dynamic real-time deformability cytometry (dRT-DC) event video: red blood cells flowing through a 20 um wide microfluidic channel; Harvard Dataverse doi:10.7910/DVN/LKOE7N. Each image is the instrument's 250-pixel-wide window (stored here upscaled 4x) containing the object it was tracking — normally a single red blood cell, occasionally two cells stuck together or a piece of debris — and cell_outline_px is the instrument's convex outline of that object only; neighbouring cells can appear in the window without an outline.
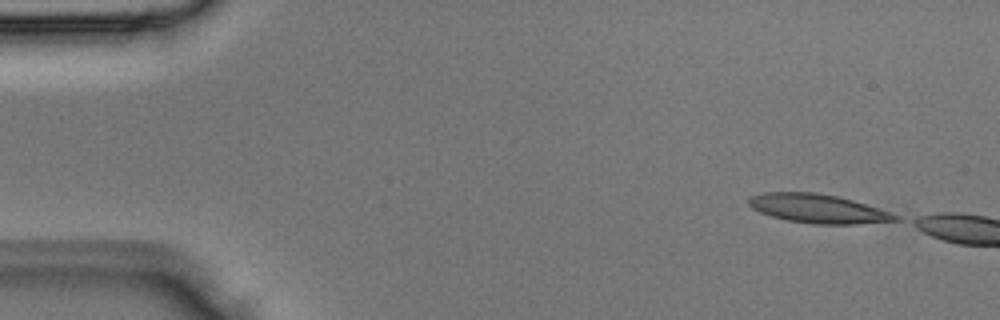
{"species": "Egyptian fruit bat (a non-hibernating species)", "species_latin": "Rousettus aegyptiacus", "temperature_condition": "room temperature", "stored_images_in_passage": 2, "camera_frame_rate_fps": 3000, "um_per_image_px": 0.085, "animal": {"sex": "male"}, "frame": {"image": 1, "passage_image": 1, "time_ms": 0.0, "image_size_px": [1000, 320], "cell_outline_px": [[900, 220], [856, 224], [812, 224], [788, 220], [772, 216], [760, 212], [752, 208], [748, 204], [748, 200], [752, 196], [764, 192], [816, 192], [836, 196], [852, 200], [900, 216]], "centroid_in_image_um": [69.5, 17.73], "position_along_channel_um": 15.5, "area_um2": 24.39}}